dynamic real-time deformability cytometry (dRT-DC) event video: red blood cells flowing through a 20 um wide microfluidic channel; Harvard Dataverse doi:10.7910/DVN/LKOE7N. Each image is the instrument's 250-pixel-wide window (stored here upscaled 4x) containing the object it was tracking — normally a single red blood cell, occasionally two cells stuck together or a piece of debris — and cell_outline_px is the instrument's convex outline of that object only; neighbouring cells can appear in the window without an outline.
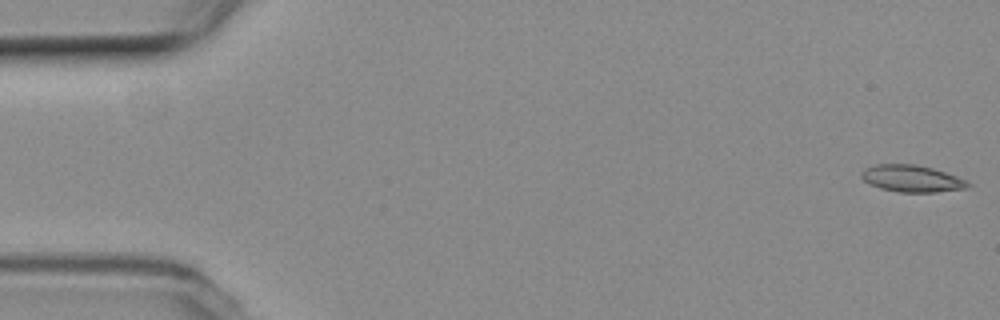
{"species": "common noctule bat (a hibernating species)", "species_latin": "Nyctalus noctula", "temperature_condition": "room temperature", "stored_images_in_passage": 55, "camera_frame_rate_fps": 3000, "um_per_image_px": 0.085, "animal": {"sex": "female", "body_mass_g": 19.3, "forearm_length_mm": 54.1}, "frame": {"image": 1, "passage_image": 1, "time_ms": 0.0, "image_size_px": [1000, 320], "cell_outline_px": [[972, 184], [968, 188], [936, 192], [900, 192], [880, 188], [864, 180], [860, 176], [860, 172], [864, 168], [876, 164], [916, 164], [932, 168], [968, 180]], "centroid_in_image_um": [77.52, 15.17], "position_along_channel_um": 7.5, "area_um2": 16.7}}
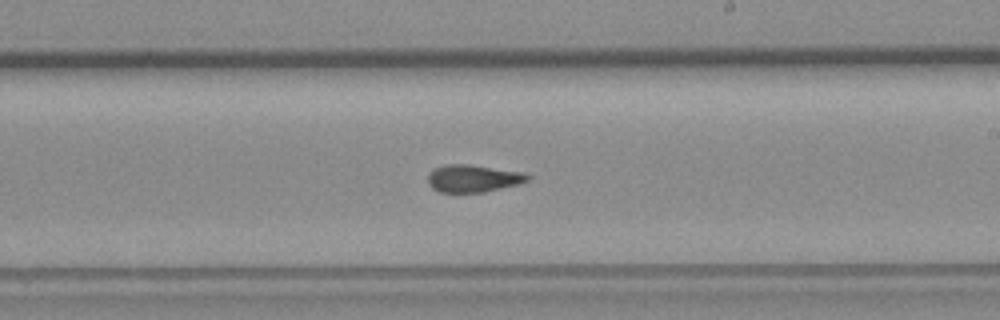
{"frame": {"image": 2, "passage_image": 32, "time_ms": 10.333, "image_size_px": [1000, 320], "cell_outline_px": [[532, 176], [528, 180], [520, 184], [484, 192], [440, 192], [432, 188], [428, 184], [428, 172], [436, 168], [448, 164], [468, 164], [524, 172]], "centroid_in_image_um": [40.24, 15.16], "position_along_channel_um": 248.8, "area_um2": 16.01}}
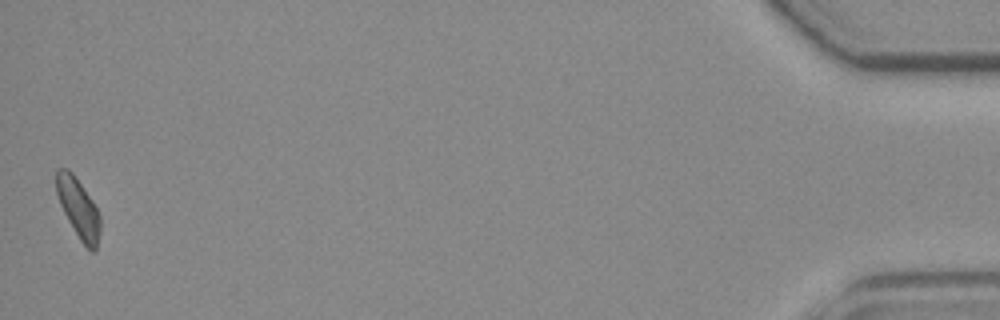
{"frame": {"image": 3, "passage_image": 55, "time_ms": 18.0, "image_size_px": [1000, 320], "cell_outline_px": [[100, 232], [96, 252], [92, 252], [80, 240], [68, 220], [60, 204], [56, 192], [56, 168], [68, 168], [72, 172], [92, 200], [100, 216]], "centroid_in_image_um": [6.66, 17.7], "position_along_channel_um": 428.5, "area_um2": 15.14}, "authors_computed_cell_mechanics": {"area_um2": 16.0106, "velocity_mm_per_s": 3.7312, "shape_relaxation_time_tau1_ms": null, "shape_relaxation_time_tau2_ms": 3.4073, "deformation_change_tau1": null, "deformation_change_tau2": 0.0734}}